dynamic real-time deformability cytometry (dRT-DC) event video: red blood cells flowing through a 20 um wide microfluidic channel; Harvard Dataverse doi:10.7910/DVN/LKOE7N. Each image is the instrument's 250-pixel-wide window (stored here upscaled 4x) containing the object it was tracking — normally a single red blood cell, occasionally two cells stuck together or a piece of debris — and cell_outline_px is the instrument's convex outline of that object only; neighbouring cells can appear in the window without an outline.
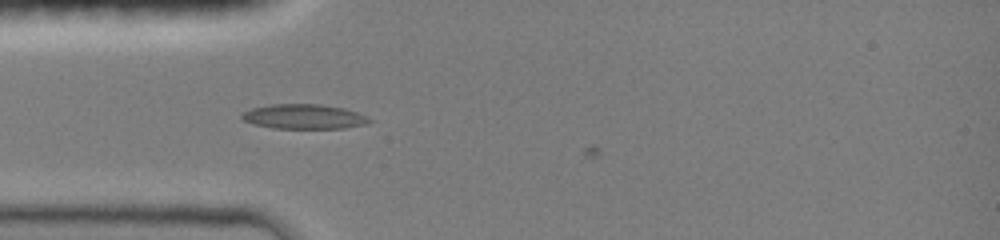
{"species": "common noctule bat (a hibernating species)", "species_latin": "Nyctalus noctula", "temperature_condition": "room temperature", "stored_images_in_passage": 6, "camera_frame_rate_fps": 3000, "um_per_image_px": 0.085, "animal": {"sex": "female", "body_mass_g": 19.0, "forearm_length_mm": 51.5}, "frame": {"image": 1, "passage_image": 5, "time_ms": 1.667, "image_size_px": [1000, 240], "cell_outline_px": [[372, 120], [364, 124], [344, 128], [276, 128], [256, 124], [244, 120], [240, 116], [244, 112], [252, 108], [272, 104], [320, 104], [344, 108], [356, 112]], "centroid_in_image_um": [25.83, 9.9], "position_along_channel_um": 59.2, "area_um2": 17.98}}